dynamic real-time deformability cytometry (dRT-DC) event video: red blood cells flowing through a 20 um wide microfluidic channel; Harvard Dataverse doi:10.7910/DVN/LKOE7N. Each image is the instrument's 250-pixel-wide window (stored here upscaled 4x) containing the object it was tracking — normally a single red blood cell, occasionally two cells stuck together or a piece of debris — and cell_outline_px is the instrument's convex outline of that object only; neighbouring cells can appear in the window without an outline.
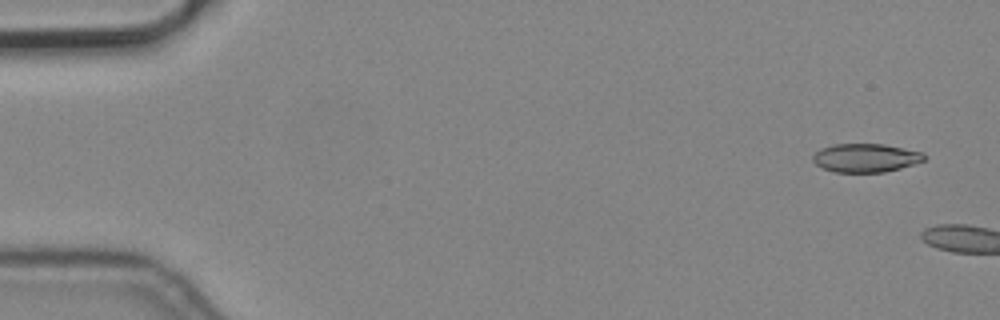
{"species": "common noctule bat (a hibernating species)", "species_latin": "Nyctalus noctula", "temperature_condition": "cold", "stored_images_in_passage": 5, "camera_frame_rate_fps": 3000, "um_per_image_px": 0.085, "animal": {"sex": "male", "body_mass_g": 19.2, "forearm_length_mm": 51.8}, "frame": {"image": 1, "passage_image": 1, "time_ms": 0.0, "image_size_px": [1000, 320], "cell_outline_px": [[928, 156], [924, 160], [900, 168], [884, 172], [836, 172], [824, 168], [816, 164], [812, 160], [812, 156], [820, 148], [832, 144], [884, 144], [924, 152]], "centroid_in_image_um": [73.59, 13.41], "position_along_channel_um": 11.4, "area_um2": 18.55}}